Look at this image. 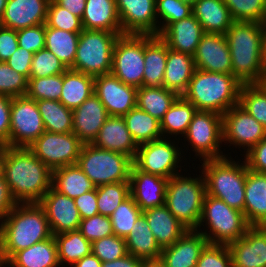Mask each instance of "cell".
<instances>
[{
	"instance_id": "f5cc1de1",
	"label": "cell",
	"mask_w": 266,
	"mask_h": 267,
	"mask_svg": "<svg viewBox=\"0 0 266 267\" xmlns=\"http://www.w3.org/2000/svg\"><path fill=\"white\" fill-rule=\"evenodd\" d=\"M91 252L101 262L113 261L128 254L125 238L111 235L91 243Z\"/></svg>"
},
{
	"instance_id": "8992f818",
	"label": "cell",
	"mask_w": 266,
	"mask_h": 267,
	"mask_svg": "<svg viewBox=\"0 0 266 267\" xmlns=\"http://www.w3.org/2000/svg\"><path fill=\"white\" fill-rule=\"evenodd\" d=\"M201 174L192 178L180 173L167 181L165 206L188 230H197L202 214L206 183Z\"/></svg>"
},
{
	"instance_id": "89a4df30",
	"label": "cell",
	"mask_w": 266,
	"mask_h": 267,
	"mask_svg": "<svg viewBox=\"0 0 266 267\" xmlns=\"http://www.w3.org/2000/svg\"><path fill=\"white\" fill-rule=\"evenodd\" d=\"M262 68L264 71V78L266 80V24H265V34H264V39H263Z\"/></svg>"
},
{
	"instance_id": "4316f807",
	"label": "cell",
	"mask_w": 266,
	"mask_h": 267,
	"mask_svg": "<svg viewBox=\"0 0 266 267\" xmlns=\"http://www.w3.org/2000/svg\"><path fill=\"white\" fill-rule=\"evenodd\" d=\"M244 215L251 226H266V173L247 168Z\"/></svg>"
},
{
	"instance_id": "7402d4cb",
	"label": "cell",
	"mask_w": 266,
	"mask_h": 267,
	"mask_svg": "<svg viewBox=\"0 0 266 267\" xmlns=\"http://www.w3.org/2000/svg\"><path fill=\"white\" fill-rule=\"evenodd\" d=\"M109 114L93 93L79 107L73 110V133L84 143L92 144Z\"/></svg>"
},
{
	"instance_id": "681fc988",
	"label": "cell",
	"mask_w": 266,
	"mask_h": 267,
	"mask_svg": "<svg viewBox=\"0 0 266 267\" xmlns=\"http://www.w3.org/2000/svg\"><path fill=\"white\" fill-rule=\"evenodd\" d=\"M67 67L48 49L43 48L33 54L30 78H41L63 74Z\"/></svg>"
},
{
	"instance_id": "7c38bea8",
	"label": "cell",
	"mask_w": 266,
	"mask_h": 267,
	"mask_svg": "<svg viewBox=\"0 0 266 267\" xmlns=\"http://www.w3.org/2000/svg\"><path fill=\"white\" fill-rule=\"evenodd\" d=\"M111 74L125 84L143 86L144 35L122 34L117 38Z\"/></svg>"
},
{
	"instance_id": "83f0119b",
	"label": "cell",
	"mask_w": 266,
	"mask_h": 267,
	"mask_svg": "<svg viewBox=\"0 0 266 267\" xmlns=\"http://www.w3.org/2000/svg\"><path fill=\"white\" fill-rule=\"evenodd\" d=\"M142 214L161 249L174 244L188 230L165 205L144 210Z\"/></svg>"
},
{
	"instance_id": "e575fe53",
	"label": "cell",
	"mask_w": 266,
	"mask_h": 267,
	"mask_svg": "<svg viewBox=\"0 0 266 267\" xmlns=\"http://www.w3.org/2000/svg\"><path fill=\"white\" fill-rule=\"evenodd\" d=\"M52 187L71 199L96 188L77 164L52 170Z\"/></svg>"
},
{
	"instance_id": "753ad0ef",
	"label": "cell",
	"mask_w": 266,
	"mask_h": 267,
	"mask_svg": "<svg viewBox=\"0 0 266 267\" xmlns=\"http://www.w3.org/2000/svg\"><path fill=\"white\" fill-rule=\"evenodd\" d=\"M180 1L191 4L193 6L198 0H180Z\"/></svg>"
},
{
	"instance_id": "b9f144b4",
	"label": "cell",
	"mask_w": 266,
	"mask_h": 267,
	"mask_svg": "<svg viewBox=\"0 0 266 267\" xmlns=\"http://www.w3.org/2000/svg\"><path fill=\"white\" fill-rule=\"evenodd\" d=\"M79 36L80 33L46 27L45 48L53 52L67 69H72Z\"/></svg>"
},
{
	"instance_id": "74e56055",
	"label": "cell",
	"mask_w": 266,
	"mask_h": 267,
	"mask_svg": "<svg viewBox=\"0 0 266 267\" xmlns=\"http://www.w3.org/2000/svg\"><path fill=\"white\" fill-rule=\"evenodd\" d=\"M196 111L191 102L179 96L160 121L163 137L170 139L179 135L178 138H183Z\"/></svg>"
},
{
	"instance_id": "d6a6232c",
	"label": "cell",
	"mask_w": 266,
	"mask_h": 267,
	"mask_svg": "<svg viewBox=\"0 0 266 267\" xmlns=\"http://www.w3.org/2000/svg\"><path fill=\"white\" fill-rule=\"evenodd\" d=\"M5 265L8 267H60L54 235L16 252Z\"/></svg>"
},
{
	"instance_id": "836d02e7",
	"label": "cell",
	"mask_w": 266,
	"mask_h": 267,
	"mask_svg": "<svg viewBox=\"0 0 266 267\" xmlns=\"http://www.w3.org/2000/svg\"><path fill=\"white\" fill-rule=\"evenodd\" d=\"M128 254L141 260L160 259L161 251L143 214L135 221L131 232L125 238Z\"/></svg>"
},
{
	"instance_id": "bcb514c9",
	"label": "cell",
	"mask_w": 266,
	"mask_h": 267,
	"mask_svg": "<svg viewBox=\"0 0 266 267\" xmlns=\"http://www.w3.org/2000/svg\"><path fill=\"white\" fill-rule=\"evenodd\" d=\"M234 21L266 24V0H223Z\"/></svg>"
},
{
	"instance_id": "f1b7e54d",
	"label": "cell",
	"mask_w": 266,
	"mask_h": 267,
	"mask_svg": "<svg viewBox=\"0 0 266 267\" xmlns=\"http://www.w3.org/2000/svg\"><path fill=\"white\" fill-rule=\"evenodd\" d=\"M81 20L83 29L102 30L122 35L115 0H86Z\"/></svg>"
},
{
	"instance_id": "6125c7cd",
	"label": "cell",
	"mask_w": 266,
	"mask_h": 267,
	"mask_svg": "<svg viewBox=\"0 0 266 267\" xmlns=\"http://www.w3.org/2000/svg\"><path fill=\"white\" fill-rule=\"evenodd\" d=\"M11 97L0 95V143L6 144L10 135Z\"/></svg>"
},
{
	"instance_id": "ffe728a7",
	"label": "cell",
	"mask_w": 266,
	"mask_h": 267,
	"mask_svg": "<svg viewBox=\"0 0 266 267\" xmlns=\"http://www.w3.org/2000/svg\"><path fill=\"white\" fill-rule=\"evenodd\" d=\"M228 248L233 267H266V226H251Z\"/></svg>"
},
{
	"instance_id": "5b68a950",
	"label": "cell",
	"mask_w": 266,
	"mask_h": 267,
	"mask_svg": "<svg viewBox=\"0 0 266 267\" xmlns=\"http://www.w3.org/2000/svg\"><path fill=\"white\" fill-rule=\"evenodd\" d=\"M242 162V163H241ZM200 167L206 183V194L244 212L247 164L230 156L204 160Z\"/></svg>"
},
{
	"instance_id": "be15d7a7",
	"label": "cell",
	"mask_w": 266,
	"mask_h": 267,
	"mask_svg": "<svg viewBox=\"0 0 266 267\" xmlns=\"http://www.w3.org/2000/svg\"><path fill=\"white\" fill-rule=\"evenodd\" d=\"M16 201L12 198L5 178L0 172V222L15 207Z\"/></svg>"
},
{
	"instance_id": "1f68e13d",
	"label": "cell",
	"mask_w": 266,
	"mask_h": 267,
	"mask_svg": "<svg viewBox=\"0 0 266 267\" xmlns=\"http://www.w3.org/2000/svg\"><path fill=\"white\" fill-rule=\"evenodd\" d=\"M192 13L200 22L204 33L225 34L234 19L223 0H198Z\"/></svg>"
},
{
	"instance_id": "cb8c5ba5",
	"label": "cell",
	"mask_w": 266,
	"mask_h": 267,
	"mask_svg": "<svg viewBox=\"0 0 266 267\" xmlns=\"http://www.w3.org/2000/svg\"><path fill=\"white\" fill-rule=\"evenodd\" d=\"M208 240L197 230H187L174 244L162 249L165 267H196Z\"/></svg>"
},
{
	"instance_id": "03108f58",
	"label": "cell",
	"mask_w": 266,
	"mask_h": 267,
	"mask_svg": "<svg viewBox=\"0 0 266 267\" xmlns=\"http://www.w3.org/2000/svg\"><path fill=\"white\" fill-rule=\"evenodd\" d=\"M57 5L69 10L72 14L82 19L86 0H53Z\"/></svg>"
},
{
	"instance_id": "f35d334b",
	"label": "cell",
	"mask_w": 266,
	"mask_h": 267,
	"mask_svg": "<svg viewBox=\"0 0 266 267\" xmlns=\"http://www.w3.org/2000/svg\"><path fill=\"white\" fill-rule=\"evenodd\" d=\"M123 118L137 145L163 137L160 121L137 106L131 109Z\"/></svg>"
},
{
	"instance_id": "484cf974",
	"label": "cell",
	"mask_w": 266,
	"mask_h": 267,
	"mask_svg": "<svg viewBox=\"0 0 266 267\" xmlns=\"http://www.w3.org/2000/svg\"><path fill=\"white\" fill-rule=\"evenodd\" d=\"M204 31L200 22L192 14L180 21L171 23L159 37L168 48L194 55Z\"/></svg>"
},
{
	"instance_id": "8c879c8a",
	"label": "cell",
	"mask_w": 266,
	"mask_h": 267,
	"mask_svg": "<svg viewBox=\"0 0 266 267\" xmlns=\"http://www.w3.org/2000/svg\"><path fill=\"white\" fill-rule=\"evenodd\" d=\"M5 148H6V145L0 143V172H1V168H2V159H3Z\"/></svg>"
},
{
	"instance_id": "680465c9",
	"label": "cell",
	"mask_w": 266,
	"mask_h": 267,
	"mask_svg": "<svg viewBox=\"0 0 266 267\" xmlns=\"http://www.w3.org/2000/svg\"><path fill=\"white\" fill-rule=\"evenodd\" d=\"M33 54L25 48L18 47L6 62L12 69L29 79Z\"/></svg>"
},
{
	"instance_id": "3957f363",
	"label": "cell",
	"mask_w": 266,
	"mask_h": 267,
	"mask_svg": "<svg viewBox=\"0 0 266 267\" xmlns=\"http://www.w3.org/2000/svg\"><path fill=\"white\" fill-rule=\"evenodd\" d=\"M264 34V23L244 21H234L225 33L232 75L242 84L266 82L262 68Z\"/></svg>"
},
{
	"instance_id": "44dd1931",
	"label": "cell",
	"mask_w": 266,
	"mask_h": 267,
	"mask_svg": "<svg viewBox=\"0 0 266 267\" xmlns=\"http://www.w3.org/2000/svg\"><path fill=\"white\" fill-rule=\"evenodd\" d=\"M167 178L143 172L134 164L130 173V195L142 211L165 205Z\"/></svg>"
},
{
	"instance_id": "d4e9b609",
	"label": "cell",
	"mask_w": 266,
	"mask_h": 267,
	"mask_svg": "<svg viewBox=\"0 0 266 267\" xmlns=\"http://www.w3.org/2000/svg\"><path fill=\"white\" fill-rule=\"evenodd\" d=\"M95 147L121 153L133 160L138 145L133 140L123 116H109L92 143Z\"/></svg>"
},
{
	"instance_id": "f6af8a7d",
	"label": "cell",
	"mask_w": 266,
	"mask_h": 267,
	"mask_svg": "<svg viewBox=\"0 0 266 267\" xmlns=\"http://www.w3.org/2000/svg\"><path fill=\"white\" fill-rule=\"evenodd\" d=\"M63 74L29 78L26 96L37 100L59 101L62 93Z\"/></svg>"
},
{
	"instance_id": "60d3db41",
	"label": "cell",
	"mask_w": 266,
	"mask_h": 267,
	"mask_svg": "<svg viewBox=\"0 0 266 267\" xmlns=\"http://www.w3.org/2000/svg\"><path fill=\"white\" fill-rule=\"evenodd\" d=\"M45 131L52 133L73 132V110L60 101L37 100Z\"/></svg>"
},
{
	"instance_id": "7dc6e473",
	"label": "cell",
	"mask_w": 266,
	"mask_h": 267,
	"mask_svg": "<svg viewBox=\"0 0 266 267\" xmlns=\"http://www.w3.org/2000/svg\"><path fill=\"white\" fill-rule=\"evenodd\" d=\"M142 212L131 195L122 201L110 216L114 235L126 238Z\"/></svg>"
},
{
	"instance_id": "8fae6325",
	"label": "cell",
	"mask_w": 266,
	"mask_h": 267,
	"mask_svg": "<svg viewBox=\"0 0 266 267\" xmlns=\"http://www.w3.org/2000/svg\"><path fill=\"white\" fill-rule=\"evenodd\" d=\"M176 143L172 139L162 137L140 144L133 164L143 172L169 179L181 173L182 169V151Z\"/></svg>"
},
{
	"instance_id": "d590c367",
	"label": "cell",
	"mask_w": 266,
	"mask_h": 267,
	"mask_svg": "<svg viewBox=\"0 0 266 267\" xmlns=\"http://www.w3.org/2000/svg\"><path fill=\"white\" fill-rule=\"evenodd\" d=\"M94 93V77L82 72L67 69L63 73V86L60 102L74 110Z\"/></svg>"
},
{
	"instance_id": "e7e4bbea",
	"label": "cell",
	"mask_w": 266,
	"mask_h": 267,
	"mask_svg": "<svg viewBox=\"0 0 266 267\" xmlns=\"http://www.w3.org/2000/svg\"><path fill=\"white\" fill-rule=\"evenodd\" d=\"M142 260L136 256L127 254L113 261L102 262L101 267H141Z\"/></svg>"
},
{
	"instance_id": "f907efd6",
	"label": "cell",
	"mask_w": 266,
	"mask_h": 267,
	"mask_svg": "<svg viewBox=\"0 0 266 267\" xmlns=\"http://www.w3.org/2000/svg\"><path fill=\"white\" fill-rule=\"evenodd\" d=\"M45 24L46 27L62 29L72 33H81L84 30L81 18L57 5L53 0H50Z\"/></svg>"
},
{
	"instance_id": "c3c4849f",
	"label": "cell",
	"mask_w": 266,
	"mask_h": 267,
	"mask_svg": "<svg viewBox=\"0 0 266 267\" xmlns=\"http://www.w3.org/2000/svg\"><path fill=\"white\" fill-rule=\"evenodd\" d=\"M192 5L180 0H156L158 36L173 22L192 15ZM160 18V19H158ZM162 20V21H159Z\"/></svg>"
},
{
	"instance_id": "ab89813d",
	"label": "cell",
	"mask_w": 266,
	"mask_h": 267,
	"mask_svg": "<svg viewBox=\"0 0 266 267\" xmlns=\"http://www.w3.org/2000/svg\"><path fill=\"white\" fill-rule=\"evenodd\" d=\"M60 266L71 267L75 262L91 253V242L79 230L54 235Z\"/></svg>"
},
{
	"instance_id": "7bdbcfd3",
	"label": "cell",
	"mask_w": 266,
	"mask_h": 267,
	"mask_svg": "<svg viewBox=\"0 0 266 267\" xmlns=\"http://www.w3.org/2000/svg\"><path fill=\"white\" fill-rule=\"evenodd\" d=\"M239 105L266 128V82L242 84Z\"/></svg>"
},
{
	"instance_id": "6da1fadb",
	"label": "cell",
	"mask_w": 266,
	"mask_h": 267,
	"mask_svg": "<svg viewBox=\"0 0 266 267\" xmlns=\"http://www.w3.org/2000/svg\"><path fill=\"white\" fill-rule=\"evenodd\" d=\"M1 172L16 203H38L52 187V170L29 148L6 146Z\"/></svg>"
},
{
	"instance_id": "9f6ffc18",
	"label": "cell",
	"mask_w": 266,
	"mask_h": 267,
	"mask_svg": "<svg viewBox=\"0 0 266 267\" xmlns=\"http://www.w3.org/2000/svg\"><path fill=\"white\" fill-rule=\"evenodd\" d=\"M46 24L17 30L18 46L33 53L45 48Z\"/></svg>"
},
{
	"instance_id": "9c48e42d",
	"label": "cell",
	"mask_w": 266,
	"mask_h": 267,
	"mask_svg": "<svg viewBox=\"0 0 266 267\" xmlns=\"http://www.w3.org/2000/svg\"><path fill=\"white\" fill-rule=\"evenodd\" d=\"M120 35L84 29L79 36L72 70L96 77L110 74L113 50Z\"/></svg>"
},
{
	"instance_id": "52a82bcc",
	"label": "cell",
	"mask_w": 266,
	"mask_h": 267,
	"mask_svg": "<svg viewBox=\"0 0 266 267\" xmlns=\"http://www.w3.org/2000/svg\"><path fill=\"white\" fill-rule=\"evenodd\" d=\"M204 223L207 228H203L205 231L200 229ZM250 227L243 212L229 207L220 199L205 194L197 231L208 240V243L228 245L243 237Z\"/></svg>"
},
{
	"instance_id": "a7ac6f4b",
	"label": "cell",
	"mask_w": 266,
	"mask_h": 267,
	"mask_svg": "<svg viewBox=\"0 0 266 267\" xmlns=\"http://www.w3.org/2000/svg\"><path fill=\"white\" fill-rule=\"evenodd\" d=\"M141 267H165L164 263L160 260H142Z\"/></svg>"
},
{
	"instance_id": "ee69618b",
	"label": "cell",
	"mask_w": 266,
	"mask_h": 267,
	"mask_svg": "<svg viewBox=\"0 0 266 267\" xmlns=\"http://www.w3.org/2000/svg\"><path fill=\"white\" fill-rule=\"evenodd\" d=\"M99 214L110 217L115 209L130 196V182L104 184L96 187Z\"/></svg>"
},
{
	"instance_id": "34e18365",
	"label": "cell",
	"mask_w": 266,
	"mask_h": 267,
	"mask_svg": "<svg viewBox=\"0 0 266 267\" xmlns=\"http://www.w3.org/2000/svg\"><path fill=\"white\" fill-rule=\"evenodd\" d=\"M0 267H7V266H5V264H0Z\"/></svg>"
},
{
	"instance_id": "2644e50d",
	"label": "cell",
	"mask_w": 266,
	"mask_h": 267,
	"mask_svg": "<svg viewBox=\"0 0 266 267\" xmlns=\"http://www.w3.org/2000/svg\"><path fill=\"white\" fill-rule=\"evenodd\" d=\"M6 5H7V0H0V20L4 15Z\"/></svg>"
},
{
	"instance_id": "4dcf8cb0",
	"label": "cell",
	"mask_w": 266,
	"mask_h": 267,
	"mask_svg": "<svg viewBox=\"0 0 266 267\" xmlns=\"http://www.w3.org/2000/svg\"><path fill=\"white\" fill-rule=\"evenodd\" d=\"M194 71L195 63L192 55L174 51L167 46L163 87L182 96L188 87Z\"/></svg>"
},
{
	"instance_id": "30bf717a",
	"label": "cell",
	"mask_w": 266,
	"mask_h": 267,
	"mask_svg": "<svg viewBox=\"0 0 266 267\" xmlns=\"http://www.w3.org/2000/svg\"><path fill=\"white\" fill-rule=\"evenodd\" d=\"M193 148L199 161L223 158L222 115L213 111L197 110L183 136ZM201 159V160H200Z\"/></svg>"
},
{
	"instance_id": "94428289",
	"label": "cell",
	"mask_w": 266,
	"mask_h": 267,
	"mask_svg": "<svg viewBox=\"0 0 266 267\" xmlns=\"http://www.w3.org/2000/svg\"><path fill=\"white\" fill-rule=\"evenodd\" d=\"M75 205L79 211L81 219L90 218L99 214L97 207V190H91L74 199Z\"/></svg>"
},
{
	"instance_id": "816d5d0a",
	"label": "cell",
	"mask_w": 266,
	"mask_h": 267,
	"mask_svg": "<svg viewBox=\"0 0 266 267\" xmlns=\"http://www.w3.org/2000/svg\"><path fill=\"white\" fill-rule=\"evenodd\" d=\"M28 79L12 69L7 62H0V95L25 96Z\"/></svg>"
},
{
	"instance_id": "ba28073f",
	"label": "cell",
	"mask_w": 266,
	"mask_h": 267,
	"mask_svg": "<svg viewBox=\"0 0 266 267\" xmlns=\"http://www.w3.org/2000/svg\"><path fill=\"white\" fill-rule=\"evenodd\" d=\"M97 187L104 184L129 182L133 159L121 153L84 144L77 163Z\"/></svg>"
},
{
	"instance_id": "2e32d148",
	"label": "cell",
	"mask_w": 266,
	"mask_h": 267,
	"mask_svg": "<svg viewBox=\"0 0 266 267\" xmlns=\"http://www.w3.org/2000/svg\"><path fill=\"white\" fill-rule=\"evenodd\" d=\"M122 34L158 36L156 0H115Z\"/></svg>"
},
{
	"instance_id": "e0dca14e",
	"label": "cell",
	"mask_w": 266,
	"mask_h": 267,
	"mask_svg": "<svg viewBox=\"0 0 266 267\" xmlns=\"http://www.w3.org/2000/svg\"><path fill=\"white\" fill-rule=\"evenodd\" d=\"M137 89L123 83L111 73L94 77V93L109 116H124L136 107Z\"/></svg>"
},
{
	"instance_id": "91938a15",
	"label": "cell",
	"mask_w": 266,
	"mask_h": 267,
	"mask_svg": "<svg viewBox=\"0 0 266 267\" xmlns=\"http://www.w3.org/2000/svg\"><path fill=\"white\" fill-rule=\"evenodd\" d=\"M18 47L17 30L0 26V62H6Z\"/></svg>"
},
{
	"instance_id": "7a4b0ae2",
	"label": "cell",
	"mask_w": 266,
	"mask_h": 267,
	"mask_svg": "<svg viewBox=\"0 0 266 267\" xmlns=\"http://www.w3.org/2000/svg\"><path fill=\"white\" fill-rule=\"evenodd\" d=\"M51 236L48 219L39 203H17L0 222V264Z\"/></svg>"
},
{
	"instance_id": "9a60e30c",
	"label": "cell",
	"mask_w": 266,
	"mask_h": 267,
	"mask_svg": "<svg viewBox=\"0 0 266 267\" xmlns=\"http://www.w3.org/2000/svg\"><path fill=\"white\" fill-rule=\"evenodd\" d=\"M223 142L230 143L246 154L266 137V128L239 104L222 115Z\"/></svg>"
},
{
	"instance_id": "6f0895ef",
	"label": "cell",
	"mask_w": 266,
	"mask_h": 267,
	"mask_svg": "<svg viewBox=\"0 0 266 267\" xmlns=\"http://www.w3.org/2000/svg\"><path fill=\"white\" fill-rule=\"evenodd\" d=\"M242 155H245L244 160L249 170L266 173V137Z\"/></svg>"
},
{
	"instance_id": "003e7915",
	"label": "cell",
	"mask_w": 266,
	"mask_h": 267,
	"mask_svg": "<svg viewBox=\"0 0 266 267\" xmlns=\"http://www.w3.org/2000/svg\"><path fill=\"white\" fill-rule=\"evenodd\" d=\"M101 260L92 252L75 262L71 267H101Z\"/></svg>"
},
{
	"instance_id": "ac0fdd59",
	"label": "cell",
	"mask_w": 266,
	"mask_h": 267,
	"mask_svg": "<svg viewBox=\"0 0 266 267\" xmlns=\"http://www.w3.org/2000/svg\"><path fill=\"white\" fill-rule=\"evenodd\" d=\"M38 203L45 211L52 235L78 230L81 217L74 199L51 187Z\"/></svg>"
},
{
	"instance_id": "db71d44e",
	"label": "cell",
	"mask_w": 266,
	"mask_h": 267,
	"mask_svg": "<svg viewBox=\"0 0 266 267\" xmlns=\"http://www.w3.org/2000/svg\"><path fill=\"white\" fill-rule=\"evenodd\" d=\"M78 230L91 243L114 235L110 217L101 214L81 219Z\"/></svg>"
},
{
	"instance_id": "603a6c76",
	"label": "cell",
	"mask_w": 266,
	"mask_h": 267,
	"mask_svg": "<svg viewBox=\"0 0 266 267\" xmlns=\"http://www.w3.org/2000/svg\"><path fill=\"white\" fill-rule=\"evenodd\" d=\"M50 0H7L1 26L19 30L45 24Z\"/></svg>"
},
{
	"instance_id": "8d00e7d4",
	"label": "cell",
	"mask_w": 266,
	"mask_h": 267,
	"mask_svg": "<svg viewBox=\"0 0 266 267\" xmlns=\"http://www.w3.org/2000/svg\"><path fill=\"white\" fill-rule=\"evenodd\" d=\"M179 95L163 86L137 89L136 106L161 121Z\"/></svg>"
},
{
	"instance_id": "f546056e",
	"label": "cell",
	"mask_w": 266,
	"mask_h": 267,
	"mask_svg": "<svg viewBox=\"0 0 266 267\" xmlns=\"http://www.w3.org/2000/svg\"><path fill=\"white\" fill-rule=\"evenodd\" d=\"M167 60V44L159 37L144 35L143 86H163Z\"/></svg>"
},
{
	"instance_id": "d6986e66",
	"label": "cell",
	"mask_w": 266,
	"mask_h": 267,
	"mask_svg": "<svg viewBox=\"0 0 266 267\" xmlns=\"http://www.w3.org/2000/svg\"><path fill=\"white\" fill-rule=\"evenodd\" d=\"M193 59L195 69L232 74L230 49L225 34L204 33Z\"/></svg>"
},
{
	"instance_id": "11a10c76",
	"label": "cell",
	"mask_w": 266,
	"mask_h": 267,
	"mask_svg": "<svg viewBox=\"0 0 266 267\" xmlns=\"http://www.w3.org/2000/svg\"><path fill=\"white\" fill-rule=\"evenodd\" d=\"M196 267H233L228 245L208 243L202 250Z\"/></svg>"
},
{
	"instance_id": "5bb4252c",
	"label": "cell",
	"mask_w": 266,
	"mask_h": 267,
	"mask_svg": "<svg viewBox=\"0 0 266 267\" xmlns=\"http://www.w3.org/2000/svg\"><path fill=\"white\" fill-rule=\"evenodd\" d=\"M84 143L73 133L45 131L28 148L51 170L75 165Z\"/></svg>"
},
{
	"instance_id": "4fadbf2b",
	"label": "cell",
	"mask_w": 266,
	"mask_h": 267,
	"mask_svg": "<svg viewBox=\"0 0 266 267\" xmlns=\"http://www.w3.org/2000/svg\"><path fill=\"white\" fill-rule=\"evenodd\" d=\"M44 132V124L36 101L26 95L11 97L10 135L5 145L28 148Z\"/></svg>"
},
{
	"instance_id": "277c9868",
	"label": "cell",
	"mask_w": 266,
	"mask_h": 267,
	"mask_svg": "<svg viewBox=\"0 0 266 267\" xmlns=\"http://www.w3.org/2000/svg\"><path fill=\"white\" fill-rule=\"evenodd\" d=\"M242 83L232 74L195 69L182 97L196 110L213 111L223 115L239 104Z\"/></svg>"
}]
</instances>
